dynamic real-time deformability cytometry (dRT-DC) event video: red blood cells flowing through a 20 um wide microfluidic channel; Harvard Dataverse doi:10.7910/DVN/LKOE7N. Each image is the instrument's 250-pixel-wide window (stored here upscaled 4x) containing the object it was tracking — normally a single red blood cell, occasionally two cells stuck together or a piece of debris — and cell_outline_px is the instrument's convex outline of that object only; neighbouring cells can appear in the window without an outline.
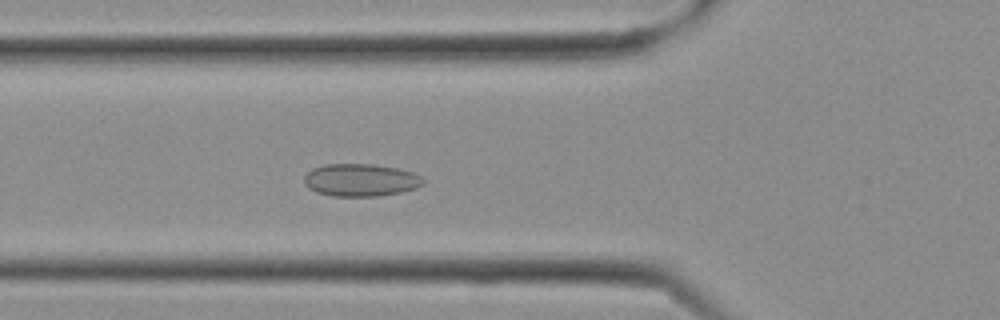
{"species": "Egyptian fruit bat (a non-hibernating species)", "species_latin": "Rousettus aegyptiacus", "temperature_condition": "cold", "stored_images_in_passage": 26, "camera_frame_rate_fps": 3000, "um_per_image_px": 0.085, "frame": {"image": 1, "passage_image": 8, "time_ms": 2.333, "image_size_px": [1000, 320], "cell_outline_px": [[424, 184], [416, 188], [400, 192], [376, 196], [332, 196], [316, 192], [308, 188], [304, 184], [304, 176], [312, 168], [324, 164], [372, 164], [400, 168], [424, 176]], "centroid_in_image_um": [30.66, 15.3], "position_along_channel_um": 95.1, "area_um2": 22.83}}
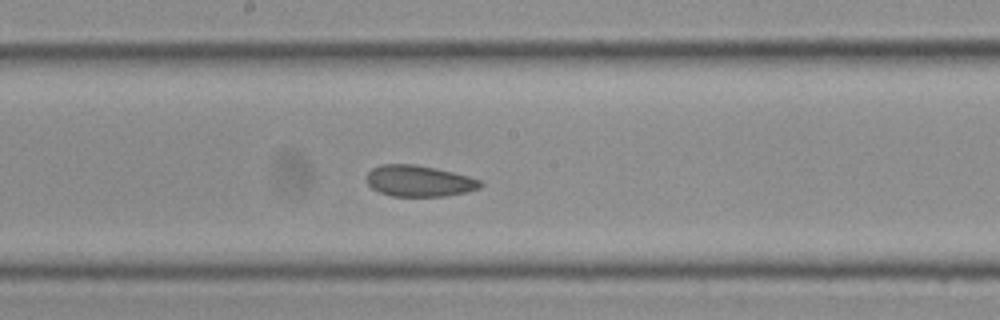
{"frame": {"image": 2, "passage_image": 13, "time_ms": 4.0, "image_size_px": [1000, 320], "cell_outline_px": [[484, 184], [480, 188], [468, 192], [448, 196], [392, 196], [380, 192], [372, 188], [368, 184], [368, 172], [372, 168], [380, 164], [416, 164], [436, 168], [468, 176], [480, 180]], "centroid_in_image_um": [35.65, 15.38], "position_along_channel_um": 212.6, "area_um2": 20.75}}
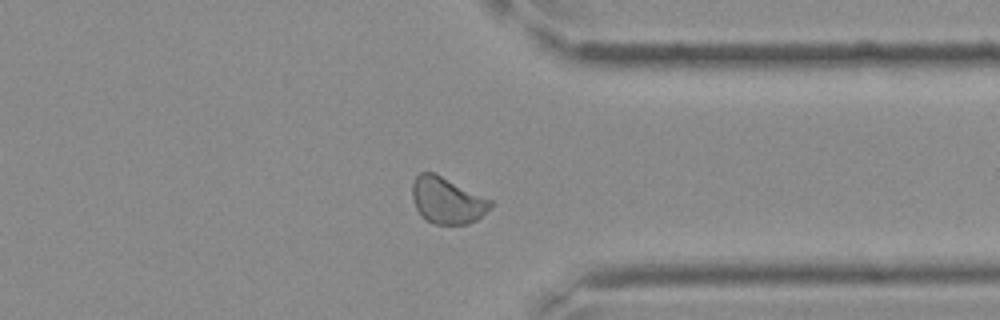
{"frame": {"image": 3, "passage_image": 20, "time_ms": 6.333, "image_size_px": [1000, 320], "cell_outline_px": [[492, 204], [476, 220], [468, 224], [436, 224], [428, 220], [416, 208], [412, 196], [412, 184], [416, 176], [420, 172], [436, 172], [492, 200]], "centroid_in_image_um": [37.99, 17.0], "position_along_channel_um": 373.4, "area_um2": 20.98}}